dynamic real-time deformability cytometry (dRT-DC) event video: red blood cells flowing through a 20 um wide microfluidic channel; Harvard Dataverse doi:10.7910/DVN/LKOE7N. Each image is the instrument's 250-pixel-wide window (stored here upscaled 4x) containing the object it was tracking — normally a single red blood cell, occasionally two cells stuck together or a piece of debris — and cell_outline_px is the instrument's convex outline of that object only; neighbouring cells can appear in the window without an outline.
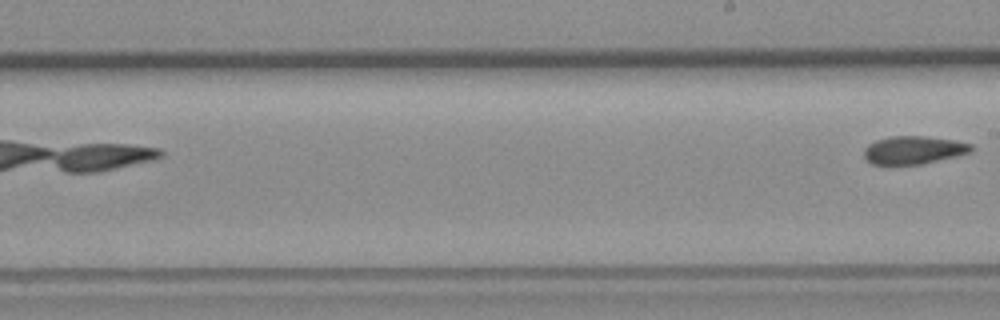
{"species": "common noctule bat (a hibernating species)", "species_latin": "Nyctalus noctula", "temperature_condition": "room temperature", "stored_images_in_passage": 9, "camera_frame_rate_fps": 3000, "um_per_image_px": 0.085, "animal": {"sex": "female", "body_mass_g": 19.3, "forearm_length_mm": 54.1}, "frame": {"image": 1, "passage_image": 9, "time_ms": 9.333, "image_size_px": [1000, 320], "cell_outline_px": [[976, 148], [972, 152], [956, 156], [920, 164], [872, 164], [864, 156], [864, 148], [868, 144], [876, 140], [892, 136], [924, 136], [952, 140], [972, 144]], "centroid_in_image_um": [77.68, 12.74], "position_along_channel_um": 211.3, "area_um2": 17.4}}